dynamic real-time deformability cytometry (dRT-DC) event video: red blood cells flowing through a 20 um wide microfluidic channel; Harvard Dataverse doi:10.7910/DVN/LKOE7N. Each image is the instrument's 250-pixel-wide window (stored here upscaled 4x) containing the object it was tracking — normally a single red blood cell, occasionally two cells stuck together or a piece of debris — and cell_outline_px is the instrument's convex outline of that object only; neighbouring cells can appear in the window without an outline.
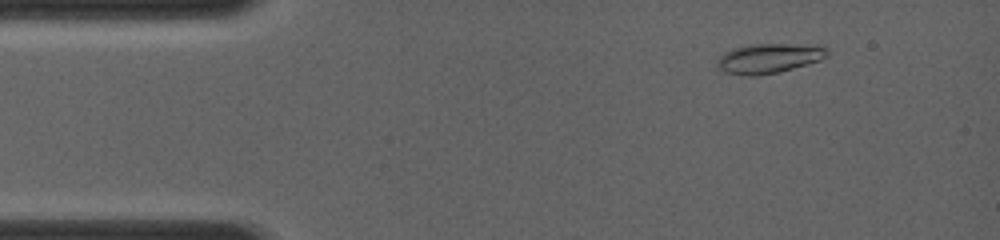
{"species": "common noctule bat (a hibernating species)", "species_latin": "Nyctalus noctula", "temperature_condition": "room temperature", "stored_images_in_passage": 52, "camera_frame_rate_fps": 4000, "um_per_image_px": 0.085, "animal": {"sex": "female", "body_mass_g": 19.0, "forearm_length_mm": 56.7}, "frame": {"image": 1, "passage_image": 6, "time_ms": 1.25, "image_size_px": [1000, 240], "cell_outline_px": [[828, 56], [820, 60], [808, 64], [780, 72], [756, 76], [748, 76], [724, 72], [716, 64], [720, 56], [724, 52], [732, 48], [756, 44], [816, 44], [828, 48]], "centroid_in_image_um": [65.4, 4.95], "position_along_channel_um": 19.6, "area_um2": 19.25}}
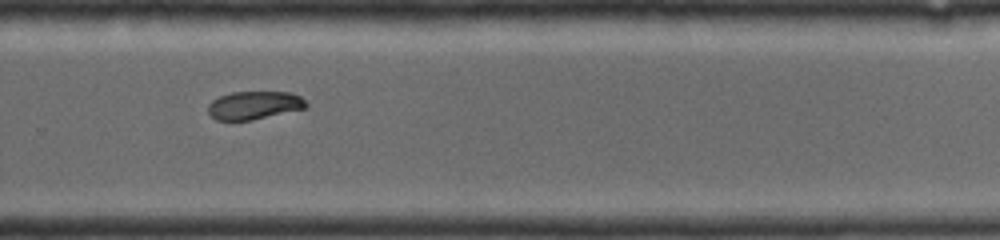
{"frame": {"image": 2, "passage_image": 38, "time_ms": 9.0, "image_size_px": [1000, 240], "cell_outline_px": [[308, 104], [304, 108], [252, 120], [216, 120], [208, 112], [208, 104], [212, 100], [220, 96], [232, 92], [292, 92], [300, 96]], "centroid_in_image_um": [21.59, 8.94], "position_along_channel_um": 308.2, "area_um2": 15.95}}
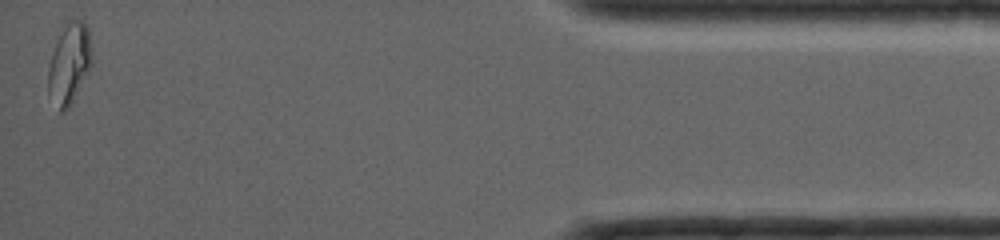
{"frame": {"image": 3, "passage_image": 52, "time_ms": 13.0, "image_size_px": [1000, 240], "cell_outline_px": [[92, 64], [88, 72], [68, 108], [64, 112], [60, 112], [48, 92], [48, 68], [56, 44], [68, 20], [80, 20], [88, 28], [92, 56]], "centroid_in_image_um": [5.9, 5.43], "position_along_channel_um": 429.3, "area_um2": 19.88}}